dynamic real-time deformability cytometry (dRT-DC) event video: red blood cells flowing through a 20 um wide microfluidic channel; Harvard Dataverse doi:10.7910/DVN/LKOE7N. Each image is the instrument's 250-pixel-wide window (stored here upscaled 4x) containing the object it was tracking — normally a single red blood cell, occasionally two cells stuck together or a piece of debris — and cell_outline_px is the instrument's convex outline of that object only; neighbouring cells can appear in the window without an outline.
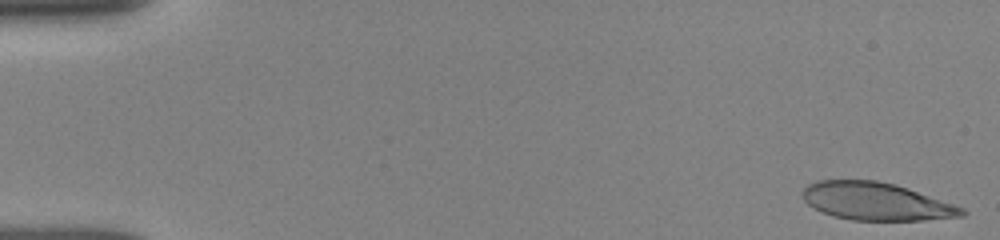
{"species": "human", "species_latin": "Homo sapiens", "temperature_condition": "room temperature", "stored_images_in_passage": 16, "camera_frame_rate_fps": 3000, "um_per_image_px": 0.085, "donor": {"sex": "female"}, "frame": {"image": 1, "passage_image": 1, "time_ms": 0.0, "image_size_px": [1000, 240], "cell_outline_px": [[968, 212], [964, 216], [920, 220], [852, 220], [832, 216], [808, 204], [804, 200], [804, 188], [808, 184], [816, 180], [876, 180], [896, 184], [908, 188], [964, 208]], "centroid_in_image_um": [74.48, 17.11], "position_along_channel_um": 10.5, "area_um2": 34.8}}
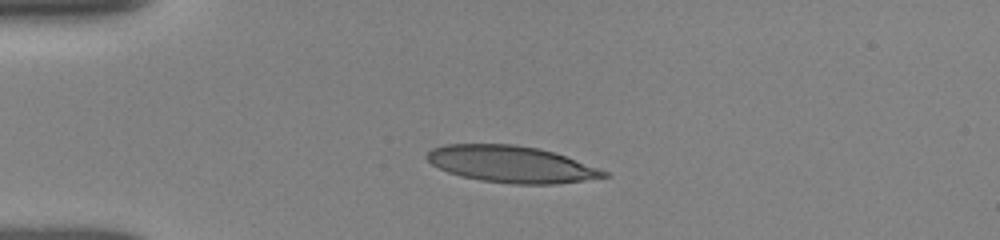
{"frame": {"image": 2, "passage_image": 10, "time_ms": 3.667, "image_size_px": [1000, 240], "cell_outline_px": [[612, 176], [556, 184], [516, 184], [480, 180], [460, 176], [448, 172], [432, 164], [424, 156], [432, 148], [444, 144], [516, 144], [540, 148], [564, 156], [608, 172]], "centroid_in_image_um": [43.42, 13.95], "position_along_channel_um": 41.6, "area_um2": 37.63}}
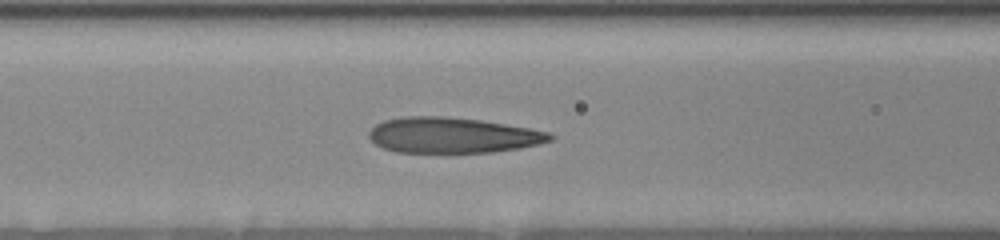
{"frame": {"image": 3, "passage_image": 16, "time_ms": 6.667, "image_size_px": [1000, 240], "cell_outline_px": [[556, 136], [552, 140], [540, 144], [520, 148], [492, 152], [396, 152], [384, 148], [376, 144], [368, 136], [368, 132], [376, 124], [384, 120], [404, 116], [440, 116], [480, 120], [528, 128], [548, 132]], "centroid_in_image_um": [38.47, 11.49], "position_along_channel_um": 128.1, "area_um2": 37.4}}